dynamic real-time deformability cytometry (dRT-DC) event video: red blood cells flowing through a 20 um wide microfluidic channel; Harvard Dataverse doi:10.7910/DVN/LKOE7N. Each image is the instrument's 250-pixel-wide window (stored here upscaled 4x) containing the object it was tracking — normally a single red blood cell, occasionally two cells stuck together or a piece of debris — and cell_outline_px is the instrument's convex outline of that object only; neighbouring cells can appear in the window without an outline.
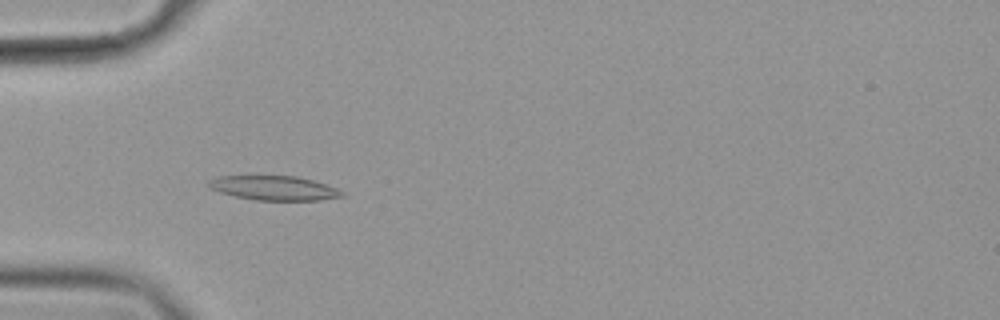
{"species": "common noctule bat (a hibernating species)", "species_latin": "Nyctalus noctula", "temperature_condition": "cold", "stored_images_in_passage": 47, "camera_frame_rate_fps": 3000, "um_per_image_px": 0.085, "animal": {"sex": "female", "body_mass_g": 19.9}, "frame": {"image": 1, "passage_image": 8, "time_ms": 2.333, "image_size_px": [1000, 320], "cell_outline_px": [[344, 196], [320, 200], [256, 200], [236, 196], [220, 192], [212, 188], [208, 184], [208, 180], [216, 176], [296, 176], [312, 180], [336, 188], [344, 192]], "centroid_in_image_um": [23.29, 15.98], "position_along_channel_um": 61.7, "area_um2": 18.73}}
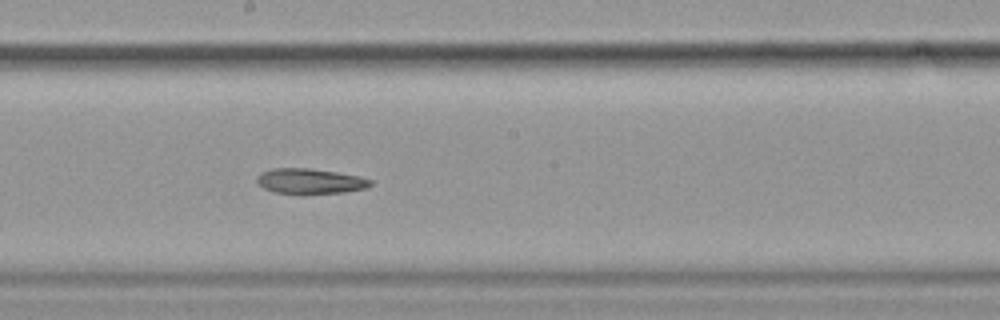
{"frame": {"image": 2, "passage_image": 22, "time_ms": 7.0, "image_size_px": [1000, 320], "cell_outline_px": [[372, 184], [364, 188], [344, 192], [304, 196], [300, 196], [276, 192], [264, 188], [256, 184], [256, 176], [260, 172], [272, 168], [308, 168], [336, 172], [360, 176], [372, 180]], "centroid_in_image_um": [26.3, 15.43], "position_along_channel_um": 221.9, "area_um2": 17.34}}
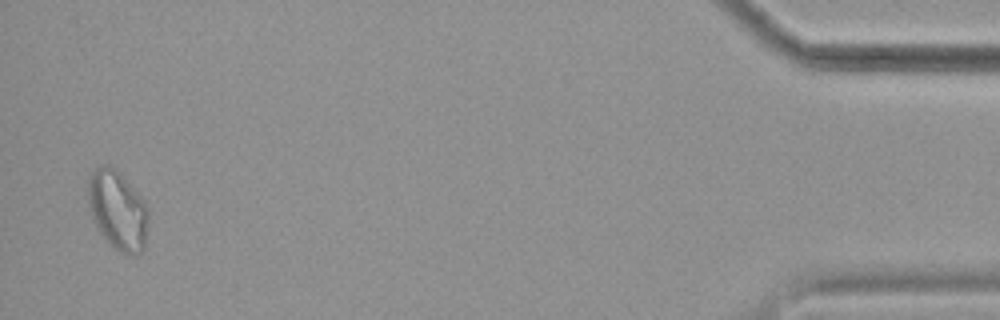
{"frame": {"image": 3, "passage_image": 46, "time_ms": 15.0, "image_size_px": [1000, 320], "cell_outline_px": [[148, 224], [144, 248], [136, 256], [132, 256], [120, 252], [100, 232], [92, 216], [88, 204], [88, 176], [100, 164], [108, 164], [116, 168], [144, 200], [148, 208]], "centroid_in_image_um": [10.01, 17.83], "position_along_channel_um": 425.2, "area_um2": 27.86}}